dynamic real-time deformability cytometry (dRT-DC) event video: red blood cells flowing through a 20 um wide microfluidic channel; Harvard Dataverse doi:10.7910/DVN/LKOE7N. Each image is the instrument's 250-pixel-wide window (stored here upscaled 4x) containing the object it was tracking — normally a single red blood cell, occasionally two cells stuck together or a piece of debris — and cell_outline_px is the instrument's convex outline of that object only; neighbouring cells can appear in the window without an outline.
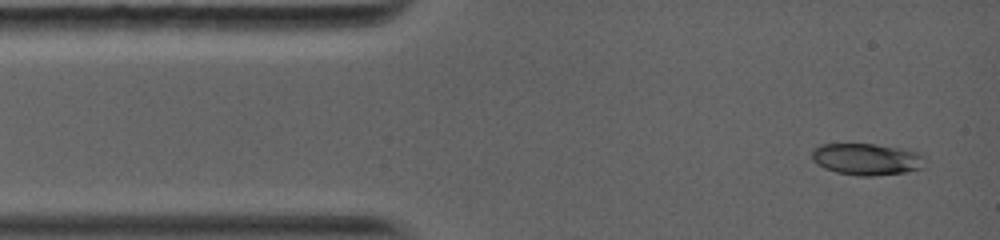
{"species": "common noctule bat (a hibernating species)", "species_latin": "Nyctalus noctula", "temperature_condition": "warm", "stored_images_in_passage": 18, "camera_frame_rate_fps": 5000, "um_per_image_px": 0.085, "animal": {"sex": "female", "body_mass_g": 19.0, "forearm_length_mm": 56.7}, "frame": {"image": 1, "passage_image": 1, "time_ms": 0.0, "image_size_px": [1000, 240], "cell_outline_px": [[928, 156], [924, 168], [904, 172], [872, 176], [856, 176], [836, 172], [824, 168], [812, 160], [812, 148], [820, 144], [876, 144], [900, 148], [916, 152]], "centroid_in_image_um": [73.7, 13.53], "position_along_channel_um": 11.3, "area_um2": 21.21}}
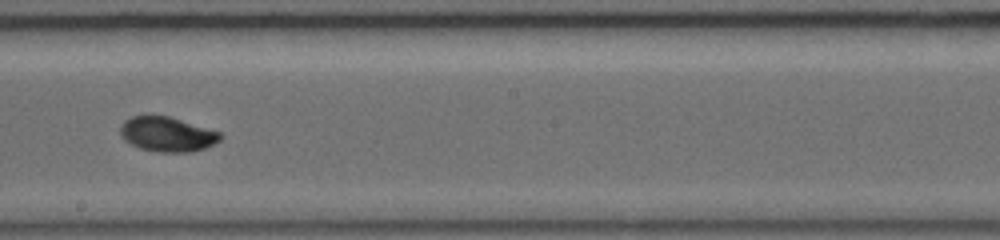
{"frame": {"image": 2, "passage_image": 8, "time_ms": 6.8, "image_size_px": [1000, 240], "cell_outline_px": [[224, 136], [220, 140], [204, 148], [192, 152], [160, 152], [140, 148], [124, 140], [120, 136], [120, 124], [124, 120], [132, 116], [144, 112], [152, 112], [168, 116], [220, 132]], "centroid_in_image_um": [14.14, 11.36], "position_along_channel_um": 234.1, "area_um2": 20.75}}
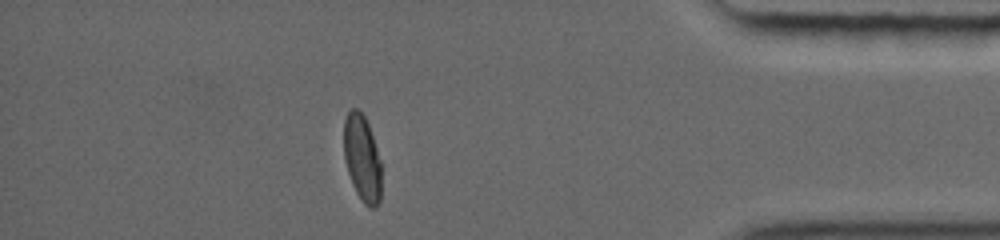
{"frame": {"image": 3, "passage_image": 16, "time_ms": 11.8, "image_size_px": [1000, 240], "cell_outline_px": [[380, 200], [372, 208], [368, 208], [364, 204], [356, 192], [352, 184], [344, 160], [344, 120], [348, 112], [352, 108], [356, 108], [364, 116], [368, 124], [380, 160]], "centroid_in_image_um": [30.76, 13.45], "position_along_channel_um": 404.4, "area_um2": 18.67}, "authors_computed_cell_mechanics": {"area_um2": 19.6809, "velocity_mm_per_s": 4.1572, "shape_relaxation_time_tau1_ms": 5.7048, "shape_relaxation_time_tau2_ms": null, "deformation_change_tau1": 0.2097, "deformation_change_tau2": null}}